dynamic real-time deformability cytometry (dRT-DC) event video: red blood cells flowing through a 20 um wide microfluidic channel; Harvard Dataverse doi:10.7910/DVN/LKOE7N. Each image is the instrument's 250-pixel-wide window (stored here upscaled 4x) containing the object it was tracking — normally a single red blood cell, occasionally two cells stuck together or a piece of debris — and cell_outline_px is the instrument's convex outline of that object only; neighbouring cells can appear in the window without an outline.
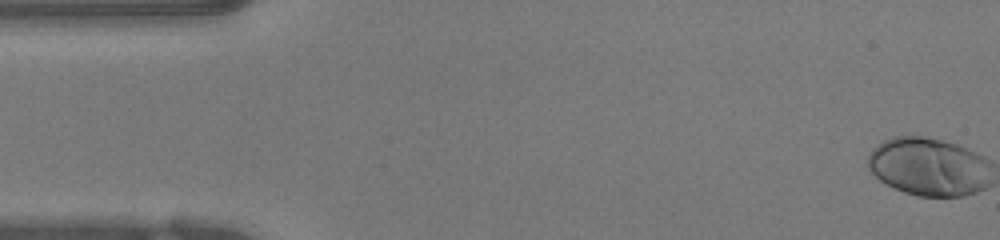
{"species": "human", "species_latin": "Homo sapiens", "temperature_condition": "warm", "stored_images_in_passage": 52, "camera_frame_rate_fps": 3000, "um_per_image_px": 0.085, "donor": {"sex": "female"}, "frame": {"image": 1, "passage_image": 1, "time_ms": 0.0, "image_size_px": [1000, 240], "cell_outline_px": [[976, 188], [972, 192], [956, 196], [924, 196], [908, 192], [896, 188], [888, 184], [876, 176], [872, 168], [872, 156], [884, 144], [892, 140], [936, 140], [948, 144], [956, 148]], "centroid_in_image_um": [78.44, 14.28], "position_along_channel_um": 6.6, "area_um2": 32.71}}
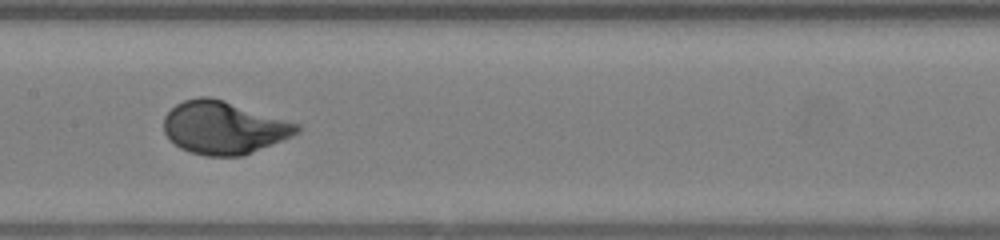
{"frame": {"image": 2, "passage_image": 25, "time_ms": 8.0, "image_size_px": [1000, 240], "cell_outline_px": [[296, 132], [288, 136], [248, 152], [236, 156], [212, 156], [192, 152], [176, 144], [168, 136], [164, 128], [164, 120], [168, 112], [172, 108], [188, 100], [220, 100], [296, 124]], "centroid_in_image_um": [18.93, 10.88], "position_along_channel_um": 188.5, "area_um2": 37.86}}
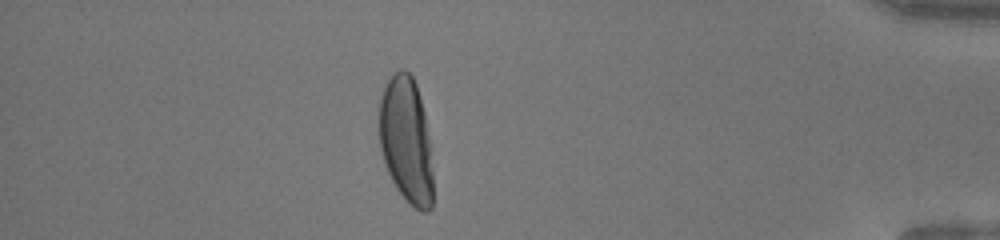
{"frame": {"image": 3, "passage_image": 45, "time_ms": 14.667, "image_size_px": [1000, 240], "cell_outline_px": [[432, 204], [428, 208], [416, 208], [400, 192], [384, 160], [380, 144], [380, 104], [384, 92], [392, 76], [396, 72], [408, 72], [412, 76], [420, 100], [428, 148], [432, 176]], "centroid_in_image_um": [34.5, 11.93], "position_along_channel_um": 400.7, "area_um2": 36.7}}